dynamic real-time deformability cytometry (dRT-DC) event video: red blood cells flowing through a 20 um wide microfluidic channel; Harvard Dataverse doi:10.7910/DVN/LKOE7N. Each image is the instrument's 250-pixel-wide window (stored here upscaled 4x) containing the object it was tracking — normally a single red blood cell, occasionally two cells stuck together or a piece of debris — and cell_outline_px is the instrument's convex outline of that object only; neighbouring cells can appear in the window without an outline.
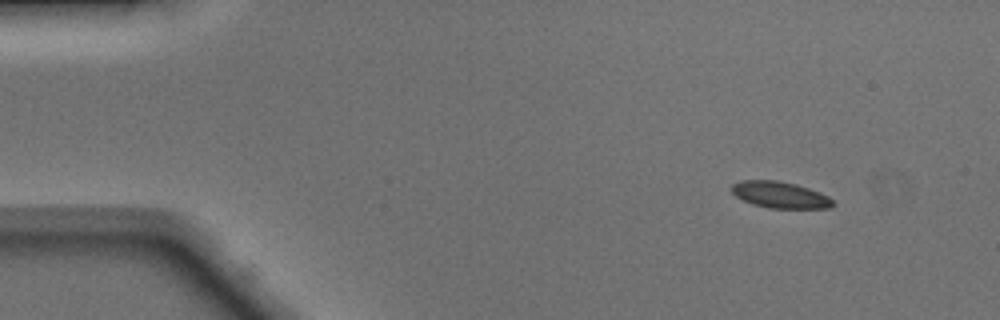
{"species": "Egyptian fruit bat (a non-hibernating species)", "species_latin": "Rousettus aegyptiacus", "temperature_condition": "warm", "stored_images_in_passage": 45, "camera_frame_rate_fps": 3000, "um_per_image_px": 0.085, "animal": {"sex": "male"}, "frame": {"image": 1, "passage_image": 1, "time_ms": 0.0, "image_size_px": [1000, 320], "cell_outline_px": [[836, 204], [832, 208], [768, 208], [752, 204], [736, 196], [732, 192], [732, 184], [740, 180], [776, 180], [796, 184], [808, 188], [828, 196]], "centroid_in_image_um": [66.31, 16.56], "position_along_channel_um": 18.7, "area_um2": 15.61}}
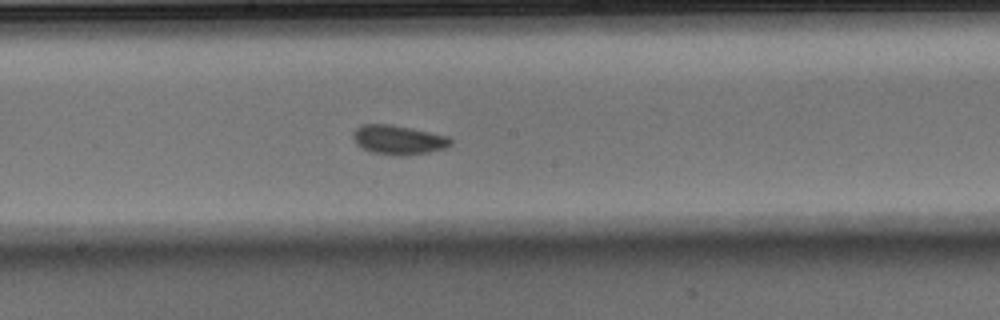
{"frame": {"image": 2, "passage_image": 22, "time_ms": 7.0, "image_size_px": [1000, 320], "cell_outline_px": [[452, 144], [448, 148], [428, 152], [404, 156], [400, 156], [372, 152], [356, 144], [352, 136], [352, 132], [360, 124], [392, 124], [412, 128], [448, 136], [452, 140]], "centroid_in_image_um": [33.87, 11.88], "position_along_channel_um": 214.3, "area_um2": 16.82}}
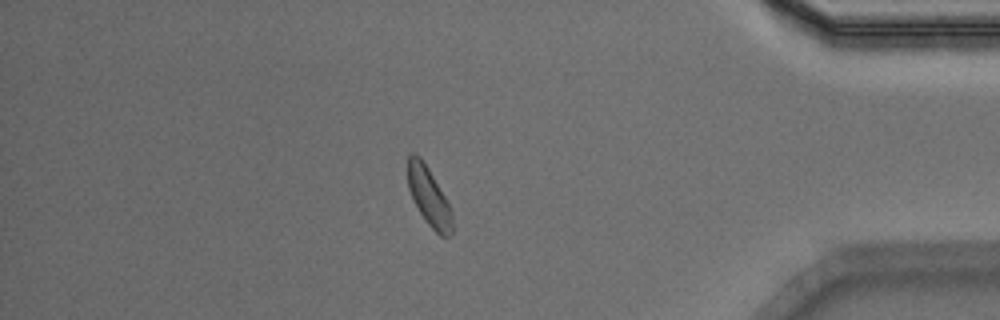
{"frame": {"image": 3, "passage_image": 38, "time_ms": 12.333, "image_size_px": [1000, 320], "cell_outline_px": [[452, 232], [448, 236], [440, 236], [428, 224], [420, 212], [408, 188], [408, 152], [416, 152], [420, 156], [428, 168], [444, 196], [452, 212]], "centroid_in_image_um": [36.44, 16.67], "position_along_channel_um": 398.8, "area_um2": 14.85}, "authors_computed_cell_mechanics": {"area_um2": 15.8372, "velocity_mm_per_s": 4.1105, "shape_relaxation_time_tau1_ms": 2.5286, "shape_relaxation_time_tau2_ms": 2.4005, "deformation_change_tau1": 0.0743, "deformation_change_tau2": 0.0601}}